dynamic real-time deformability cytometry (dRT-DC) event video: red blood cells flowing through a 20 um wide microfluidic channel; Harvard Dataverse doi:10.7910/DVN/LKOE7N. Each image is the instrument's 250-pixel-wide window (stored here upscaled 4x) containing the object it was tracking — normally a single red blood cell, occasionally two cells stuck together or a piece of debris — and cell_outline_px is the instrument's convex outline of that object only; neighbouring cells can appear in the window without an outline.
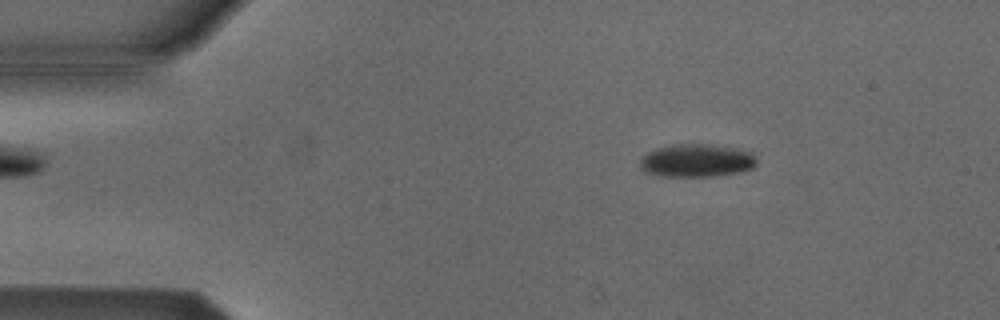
{"species": "Egyptian fruit bat (a non-hibernating species)", "species_latin": "Rousettus aegyptiacus", "temperature_condition": "cold", "stored_images_in_passage": 49, "camera_frame_rate_fps": 3000, "um_per_image_px": 0.085, "animal": {"sex": "male"}, "frame": {"image": 1, "passage_image": 4, "time_ms": 1.0, "image_size_px": [1000, 320], "cell_outline_px": [[756, 164], [752, 168], [740, 172], [712, 176], [660, 176], [644, 172], [640, 168], [640, 160], [648, 152], [656, 148], [672, 144], [712, 144], [736, 148], [752, 152], [756, 156]], "centroid_in_image_um": [59.22, 13.64], "position_along_channel_um": 25.8, "area_um2": 22.6}}
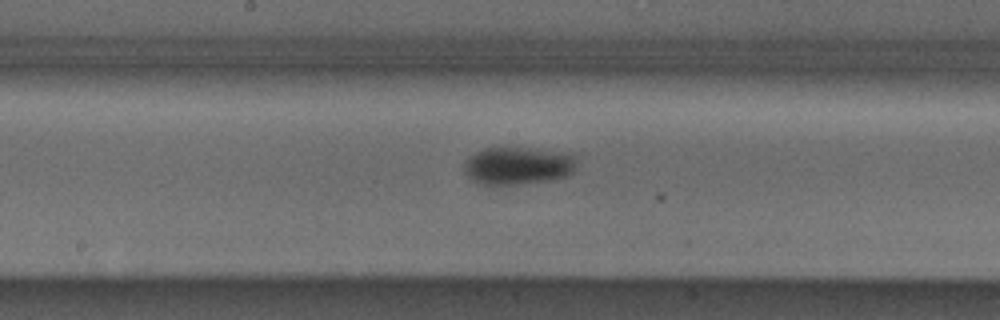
{"frame": {"image": 2, "passage_image": 23, "time_ms": 7.333, "image_size_px": [1000, 320], "cell_outline_px": [[576, 168], [568, 176], [552, 180], [516, 184], [476, 184], [464, 172], [464, 160], [468, 156], [484, 148], [528, 148], [568, 152], [576, 160]], "centroid_in_image_um": [44.01, 14.08], "position_along_channel_um": 204.2, "area_um2": 24.91}}
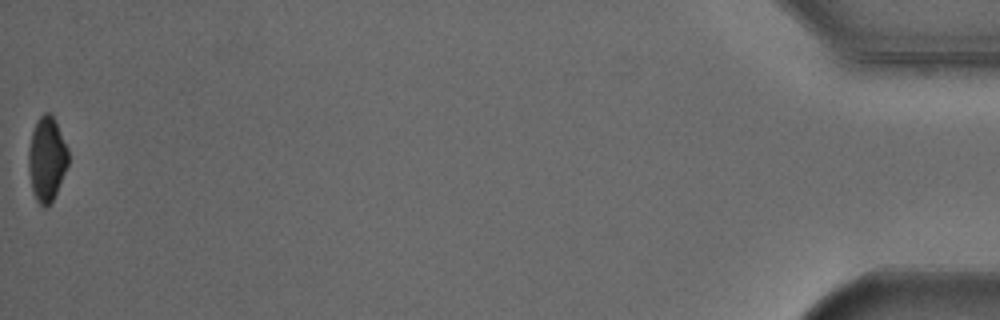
{"frame": {"image": 3, "passage_image": 49, "time_ms": 16.0, "image_size_px": [1000, 320], "cell_outline_px": [[68, 164], [56, 192], [52, 200], [44, 208], [36, 200], [32, 188], [28, 172], [28, 148], [32, 132], [36, 120], [44, 112], [48, 112], [52, 116], [68, 148]], "centroid_in_image_um": [3.95, 13.5], "position_along_channel_um": 431.2, "area_um2": 19.31}, "authors_computed_cell_mechanics": {"area_um2": 23.12, "velocity_mm_per_s": 3.8205, "shape_relaxation_time_tau1_ms": 6.0176, "shape_relaxation_time_tau2_ms": null, "deformation_change_tau1": 0.1063, "deformation_change_tau2": null}}